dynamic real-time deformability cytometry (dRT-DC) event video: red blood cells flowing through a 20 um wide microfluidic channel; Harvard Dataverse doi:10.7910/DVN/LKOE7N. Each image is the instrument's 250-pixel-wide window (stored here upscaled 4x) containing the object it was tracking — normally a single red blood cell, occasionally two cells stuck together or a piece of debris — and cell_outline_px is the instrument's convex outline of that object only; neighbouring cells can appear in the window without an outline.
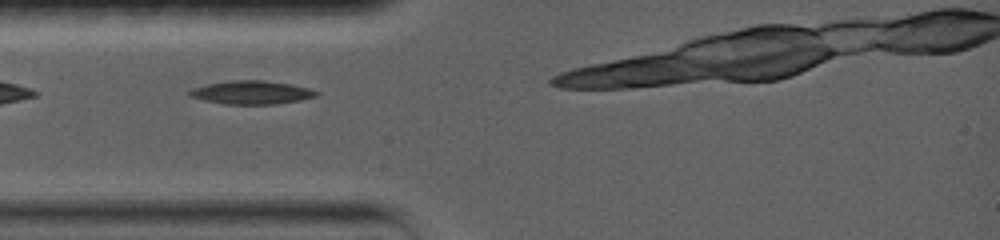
{"species": "common noctule bat (a hibernating species)", "species_latin": "Nyctalus noctula", "temperature_condition": "warm", "stored_images_in_passage": 22, "camera_frame_rate_fps": 5000, "um_per_image_px": 0.085, "animal": {"sex": "female", "body_mass_g": 19.0, "forearm_length_mm": 56.7}, "frame": {"image": 1, "passage_image": 1, "time_ms": 0.0, "image_size_px": [1000, 240], "cell_outline_px": [[320, 92], [316, 96], [300, 100], [276, 104], [224, 104], [192, 96], [188, 92], [192, 88], [208, 84], [228, 80], [264, 80], [292, 84], [308, 88]], "centroid_in_image_um": [21.43, 7.85], "position_along_channel_um": 63.6, "area_um2": 17.11}}
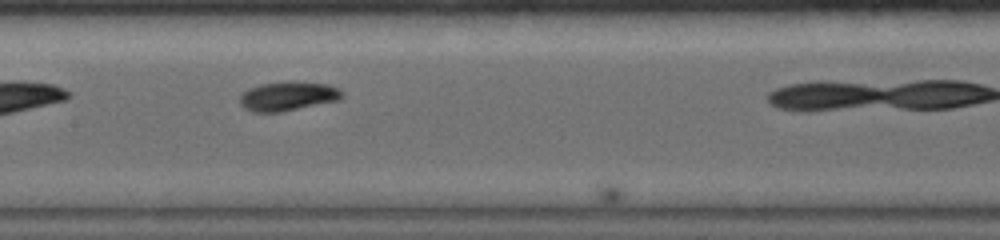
{"frame": {"image": 2, "passage_image": 21, "time_ms": 3.2, "image_size_px": [1000, 240], "cell_outline_px": [[344, 96], [336, 100], [280, 112], [252, 112], [244, 108], [240, 104], [240, 96], [248, 88], [260, 84], [328, 84], [344, 92]], "centroid_in_image_um": [24.41, 8.22], "position_along_channel_um": 183.0, "area_um2": 16.42}}